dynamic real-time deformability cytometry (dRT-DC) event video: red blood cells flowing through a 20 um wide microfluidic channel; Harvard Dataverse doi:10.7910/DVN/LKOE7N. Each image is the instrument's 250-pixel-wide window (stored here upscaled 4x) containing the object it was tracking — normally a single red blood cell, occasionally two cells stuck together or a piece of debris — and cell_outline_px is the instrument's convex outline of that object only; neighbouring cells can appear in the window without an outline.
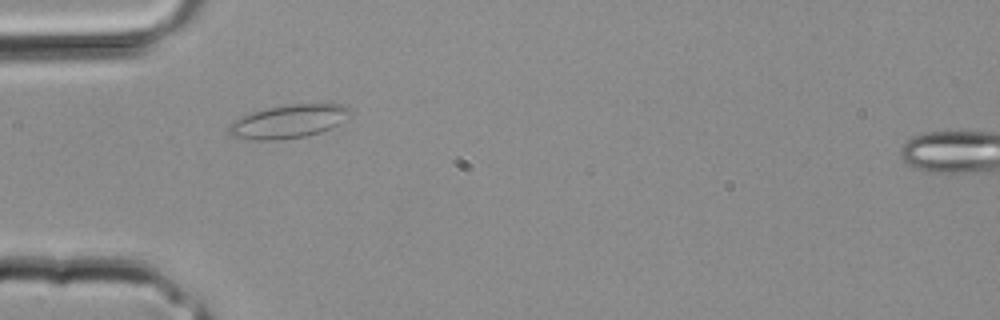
{"species": "common noctule bat (a hibernating species)", "species_latin": "Nyctalus noctula", "temperature_condition": "room temperature", "stored_images_in_passage": 3, "camera_frame_rate_fps": 3000, "um_per_image_px": 0.085, "animal": {"sex": "male", "body_mass_g": 20.4}, "frame": {"image": 1, "passage_image": 2, "time_ms": 0.333, "image_size_px": [1000, 320], "cell_outline_px": [[352, 112], [332, 128], [308, 136], [272, 140], [260, 140], [228, 136], [228, 124], [252, 112], [268, 108], [288, 104], [328, 100], [344, 104]], "centroid_in_image_um": [24.59, 10.27], "position_along_channel_um": 60.4, "area_um2": 24.16}}
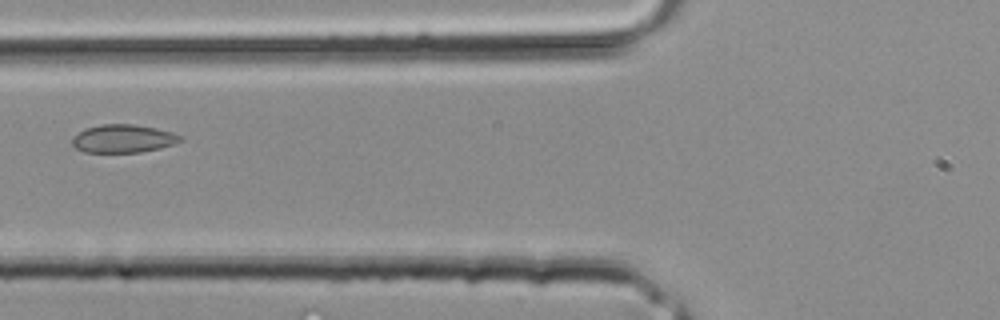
{"frame": {"image": 2, "passage_image": 3, "time_ms": 0.667, "image_size_px": [1000, 320], "cell_outline_px": [[184, 140], [160, 148], [140, 152], [84, 152], [76, 148], [72, 144], [72, 136], [84, 128], [100, 124], [132, 124], [156, 128], [172, 132], [184, 136]], "centroid_in_image_um": [10.46, 11.77], "position_along_channel_um": 115.3, "area_um2": 17.86}}